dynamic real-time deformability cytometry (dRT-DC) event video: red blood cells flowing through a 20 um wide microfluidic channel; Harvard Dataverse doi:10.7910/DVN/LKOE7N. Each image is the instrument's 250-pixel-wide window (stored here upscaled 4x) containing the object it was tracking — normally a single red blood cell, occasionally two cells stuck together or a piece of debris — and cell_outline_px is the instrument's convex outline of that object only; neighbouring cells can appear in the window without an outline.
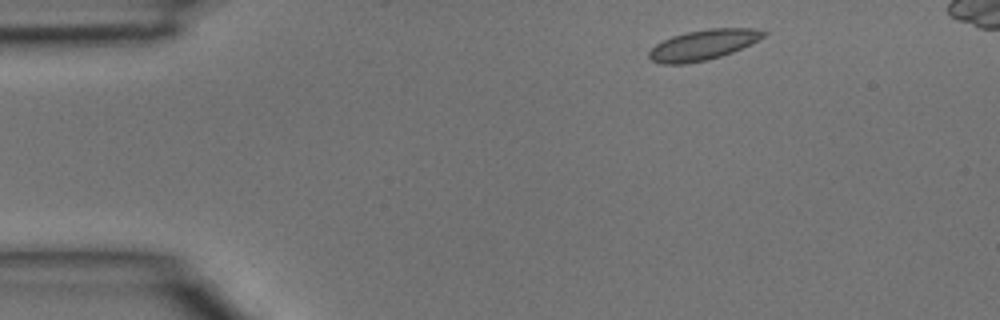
{"species": "common noctule bat (a hibernating species)", "species_latin": "Nyctalus noctula", "temperature_condition": "room temperature", "stored_images_in_passage": 3, "camera_frame_rate_fps": 3000, "um_per_image_px": 0.085, "animal": {"sex": "male", "body_mass_g": 15.6}, "frame": {"image": 1, "passage_image": 1, "time_ms": 0.0, "image_size_px": [1000, 320], "cell_outline_px": [[768, 32], [764, 36], [732, 52], [708, 60], [684, 64], [664, 64], [652, 60], [648, 56], [648, 52], [656, 44], [672, 36], [688, 32], [708, 28], [752, 28]], "centroid_in_image_um": [59.73, 3.81], "position_along_channel_um": 25.3, "area_um2": 19.88}}